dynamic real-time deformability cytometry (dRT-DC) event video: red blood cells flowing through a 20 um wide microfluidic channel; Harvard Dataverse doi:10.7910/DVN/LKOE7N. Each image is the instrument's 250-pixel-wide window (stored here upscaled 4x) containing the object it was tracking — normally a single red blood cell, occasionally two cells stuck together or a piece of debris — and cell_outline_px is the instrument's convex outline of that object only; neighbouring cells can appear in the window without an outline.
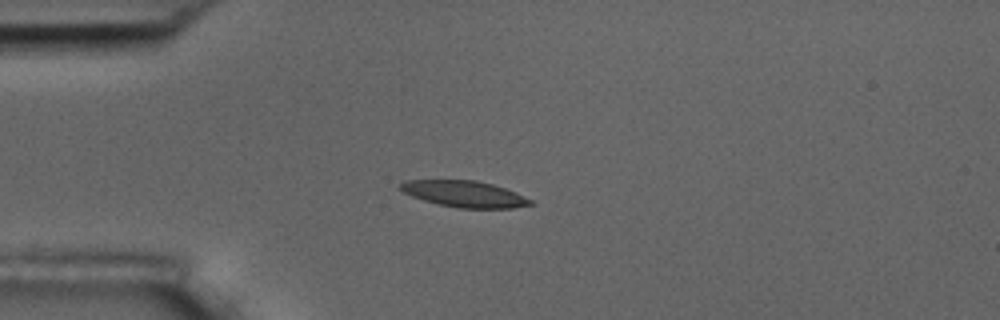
{"species": "common noctule bat (a hibernating species)", "species_latin": "Nyctalus noctula", "temperature_condition": "room temperature", "stored_images_in_passage": 3, "camera_frame_rate_fps": 3000, "um_per_image_px": 0.085, "animal": {"sex": "male", "body_mass_g": 17.5, "forearm_length_mm": 52.3}, "frame": {"image": 1, "passage_image": 1, "time_ms": 0.0, "image_size_px": [1000, 320], "cell_outline_px": [[536, 204], [512, 208], [460, 208], [440, 204], [424, 200], [412, 196], [396, 188], [404, 180], [476, 180], [492, 184], [504, 188], [532, 200]], "centroid_in_image_um": [39.45, 16.48], "position_along_channel_um": 45.5, "area_um2": 19.83}}
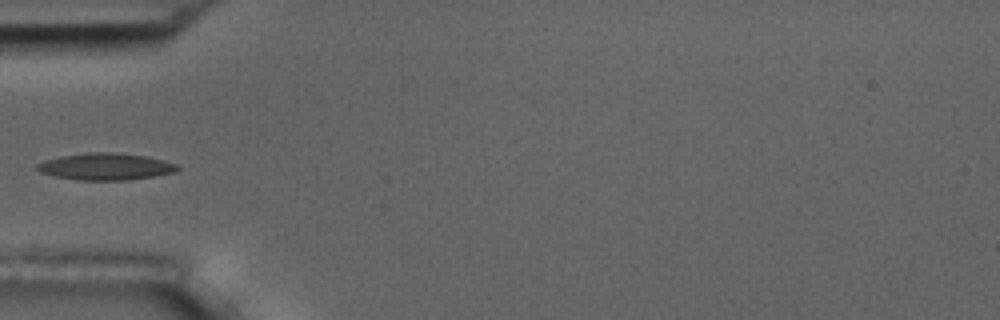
{"frame": {"image": 2, "passage_image": 2, "time_ms": 1.333, "image_size_px": [1000, 320], "cell_outline_px": [[180, 168], [172, 172], [152, 176], [128, 180], [76, 180], [56, 176], [40, 172], [36, 168], [36, 164], [44, 160], [60, 156], [88, 152], [112, 152], [148, 156], [180, 164]], "centroid_in_image_um": [8.98, 14.15], "position_along_channel_um": 76.0, "area_um2": 22.02}}